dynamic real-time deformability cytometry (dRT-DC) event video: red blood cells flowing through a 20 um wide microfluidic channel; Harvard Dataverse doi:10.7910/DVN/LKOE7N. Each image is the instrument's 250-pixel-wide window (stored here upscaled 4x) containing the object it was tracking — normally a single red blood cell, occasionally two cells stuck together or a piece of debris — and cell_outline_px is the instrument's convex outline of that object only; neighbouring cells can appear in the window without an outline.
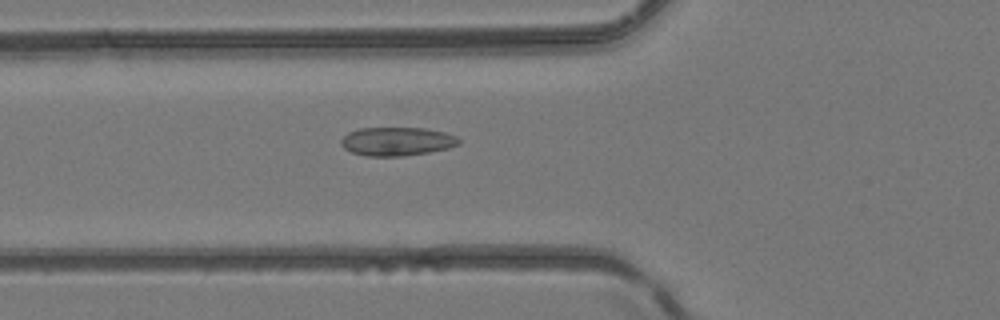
{"species": "common noctule bat (a hibernating species)", "species_latin": "Nyctalus noctula", "temperature_condition": "room temperature", "stored_images_in_passage": 45, "camera_frame_rate_fps": 3000, "um_per_image_px": 0.085, "animal": {"sex": "female", "body_mass_g": 24.6, "forearm_length_mm": 56.2}, "frame": {"image": 1, "passage_image": 14, "time_ms": 4.333, "image_size_px": [1000, 320], "cell_outline_px": [[460, 144], [448, 148], [428, 152], [400, 156], [364, 156], [352, 152], [344, 148], [340, 144], [340, 140], [348, 132], [360, 128], [424, 128], [444, 132], [456, 136], [460, 140]], "centroid_in_image_um": [33.72, 12.02], "position_along_channel_um": 92.1, "area_um2": 19.59}}
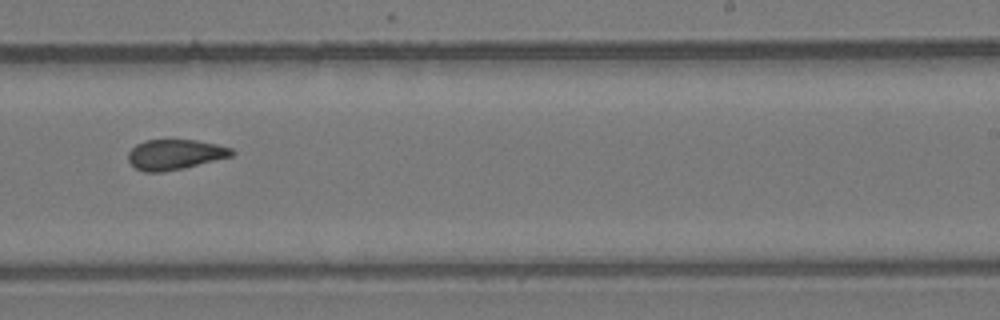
{"frame": {"image": 2, "passage_image": 27, "time_ms": 8.667, "image_size_px": [1000, 320], "cell_outline_px": [[236, 152], [232, 156], [184, 168], [160, 172], [144, 172], [136, 168], [128, 160], [128, 152], [136, 144], [144, 140], [196, 140], [216, 144], [232, 148]], "centroid_in_image_um": [14.87, 13.13], "position_along_channel_um": 274.1, "area_um2": 18.21}}
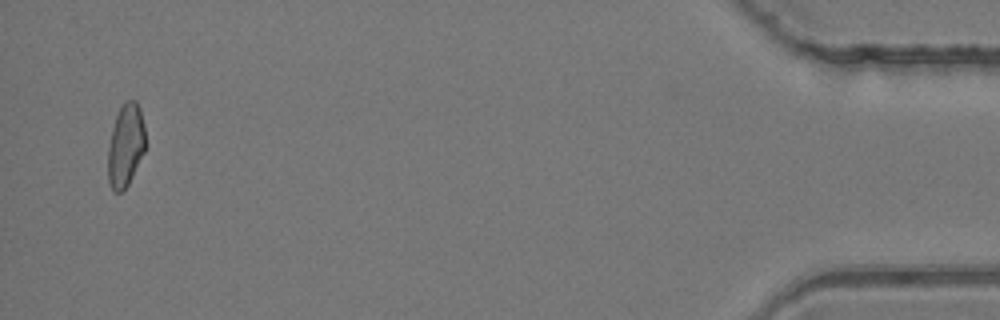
{"frame": {"image": 3, "passage_image": 44, "time_ms": 14.333, "image_size_px": [1000, 320], "cell_outline_px": [[148, 144], [128, 184], [120, 192], [112, 192], [108, 180], [108, 148], [112, 128], [116, 116], [120, 108], [128, 100], [136, 100], [140, 108], [144, 124]], "centroid_in_image_um": [10.7, 12.36], "position_along_channel_um": 424.5, "area_um2": 18.26}, "authors_computed_cell_mechanics": {"area_um2": 18.5538, "velocity_mm_per_s": 4.187, "shape_relaxation_time_tau1_ms": null, "shape_relaxation_time_tau2_ms": 1.7541, "deformation_change_tau1": null, "deformation_change_tau2": 0.0793}}